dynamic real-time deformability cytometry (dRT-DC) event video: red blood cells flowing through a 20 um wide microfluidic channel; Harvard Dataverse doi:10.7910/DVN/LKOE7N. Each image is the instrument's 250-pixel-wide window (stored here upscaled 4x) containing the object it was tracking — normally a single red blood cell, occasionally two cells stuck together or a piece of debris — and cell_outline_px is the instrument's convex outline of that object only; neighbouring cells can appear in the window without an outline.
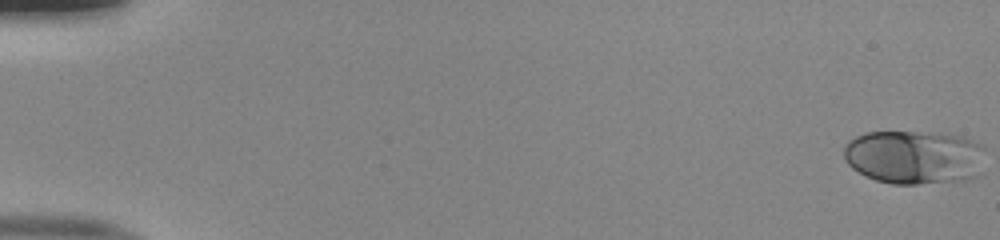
{"species": "human", "species_latin": "Homo sapiens", "temperature_condition": "room temperature", "stored_images_in_passage": 52, "camera_frame_rate_fps": 3000, "um_per_image_px": 0.085, "donor": {"sex": "male"}, "frame": {"image": 1, "passage_image": 1, "time_ms": 0.0, "image_size_px": [1000, 240], "cell_outline_px": [[984, 148], [980, 176], [964, 180], [916, 184], [892, 184], [876, 180], [864, 176], [852, 168], [848, 164], [844, 156], [844, 148], [848, 140], [864, 132], [940, 132], [964, 136], [980, 144]], "centroid_in_image_um": [77.72, 13.35], "position_along_channel_um": 7.3, "area_um2": 45.08}}
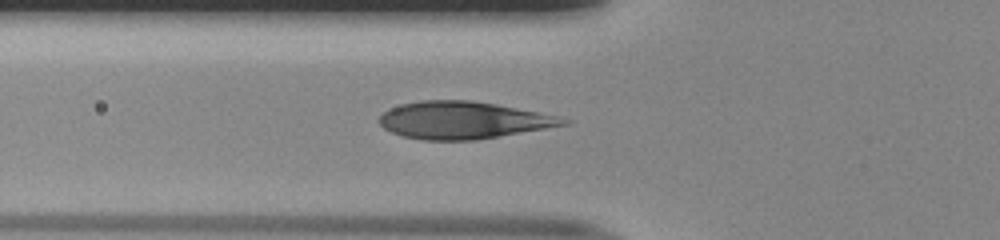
{"frame": {"image": 2, "passage_image": 20, "time_ms": 6.333, "image_size_px": [1000, 240], "cell_outline_px": [[572, 120], [568, 124], [476, 140], [420, 140], [404, 136], [392, 132], [384, 128], [380, 124], [380, 116], [384, 112], [400, 104], [420, 100], [472, 100], [496, 104], [556, 116]], "centroid_in_image_um": [39.33, 10.21], "position_along_channel_um": 86.5, "area_um2": 39.54}}
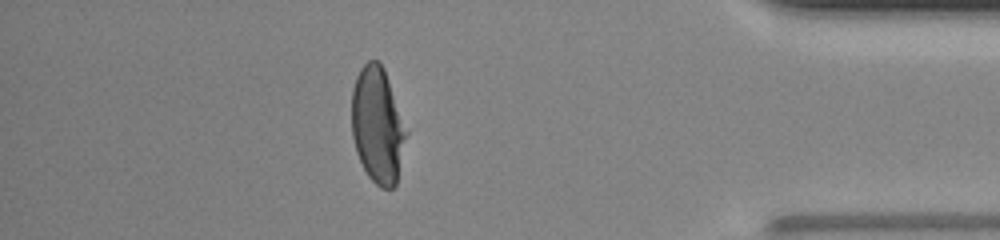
{"frame": {"image": 3, "passage_image": 46, "time_ms": 15.0, "image_size_px": [1000, 240], "cell_outline_px": [[408, 132], [396, 184], [392, 188], [380, 188], [368, 176], [356, 152], [352, 136], [352, 88], [356, 76], [360, 68], [368, 60], [380, 60], [384, 68]], "centroid_in_image_um": [32.09, 10.63], "position_along_channel_um": 403.1, "area_um2": 36.99}}